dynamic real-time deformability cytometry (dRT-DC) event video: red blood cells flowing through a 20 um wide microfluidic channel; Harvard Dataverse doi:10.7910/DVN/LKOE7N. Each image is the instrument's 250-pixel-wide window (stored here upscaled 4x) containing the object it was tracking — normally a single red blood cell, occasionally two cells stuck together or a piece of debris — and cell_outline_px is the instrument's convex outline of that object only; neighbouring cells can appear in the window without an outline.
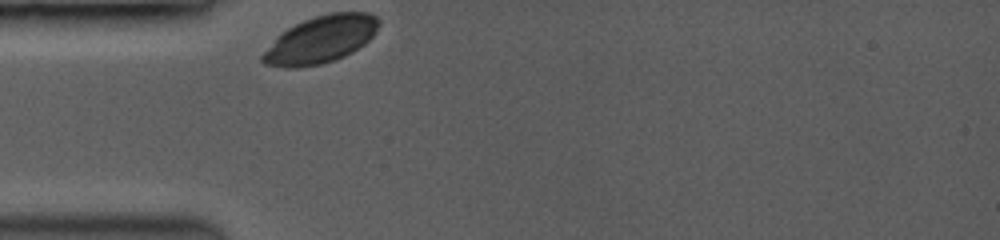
{"species": "common noctule bat (a hibernating species)", "species_latin": "Nyctalus noctula", "temperature_condition": "room temperature", "stored_images_in_passage": 1, "camera_frame_rate_fps": 3500, "um_per_image_px": 0.085, "animal": {"sex": "female", "body_mass_g": 19.0, "forearm_length_mm": 53.3}, "frame": {"image": 1, "passage_image": 1, "time_ms": 0.0, "image_size_px": [1000, 240], "cell_outline_px": [[380, 24], [372, 36], [364, 44], [352, 52], [344, 56], [320, 64], [292, 68], [288, 68], [264, 64], [260, 60], [260, 56], [276, 36], [280, 32], [304, 20], [328, 12], [368, 12], [376, 16], [380, 20]], "centroid_in_image_um": [27.24, 3.35], "position_along_channel_um": 57.8, "area_um2": 31.91}}